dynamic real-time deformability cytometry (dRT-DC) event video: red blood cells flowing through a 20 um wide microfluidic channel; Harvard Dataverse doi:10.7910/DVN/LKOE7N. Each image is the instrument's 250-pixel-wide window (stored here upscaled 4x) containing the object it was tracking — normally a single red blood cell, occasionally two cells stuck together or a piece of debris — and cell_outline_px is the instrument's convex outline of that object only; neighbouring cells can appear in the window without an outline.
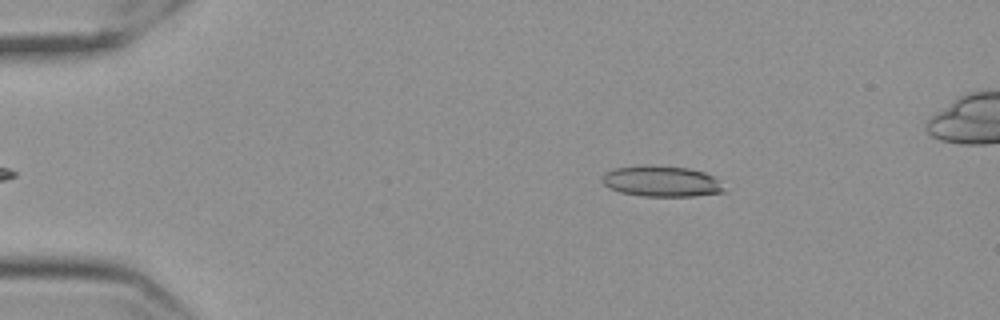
{"species": "Egyptian fruit bat (a non-hibernating species)", "species_latin": "Rousettus aegyptiacus", "temperature_condition": "cold", "stored_images_in_passage": 51, "camera_frame_rate_fps": 3000, "um_per_image_px": 0.085, "frame": {"image": 1, "passage_image": 3, "time_ms": 0.667, "image_size_px": [1000, 320], "cell_outline_px": [[728, 192], [696, 196], [640, 196], [620, 192], [604, 184], [600, 180], [604, 172], [612, 168], [644, 164], [656, 164], [688, 168], [704, 172], [712, 176]], "centroid_in_image_um": [56.19, 15.39], "position_along_channel_um": 28.8, "area_um2": 22.31}}
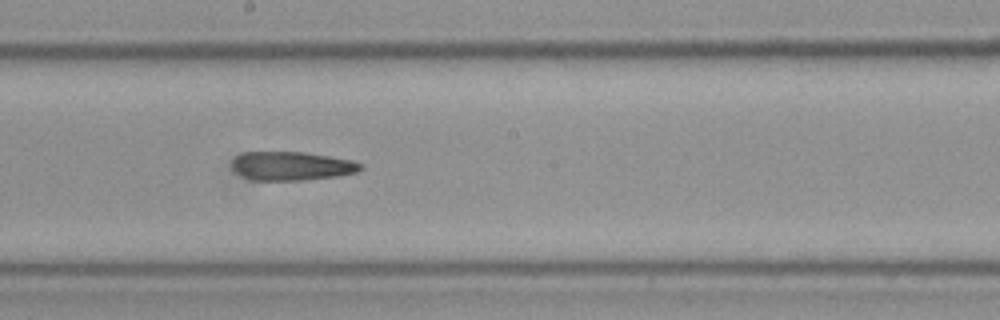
{"frame": {"image": 2, "passage_image": 25, "time_ms": 8.0, "image_size_px": [1000, 320], "cell_outline_px": [[364, 168], [356, 172], [336, 176], [304, 180], [252, 180], [236, 172], [232, 168], [232, 160], [236, 156], [244, 152], [304, 152], [352, 160], [364, 164]], "centroid_in_image_um": [24.8, 14.1], "position_along_channel_um": 223.4, "area_um2": 21.5}}
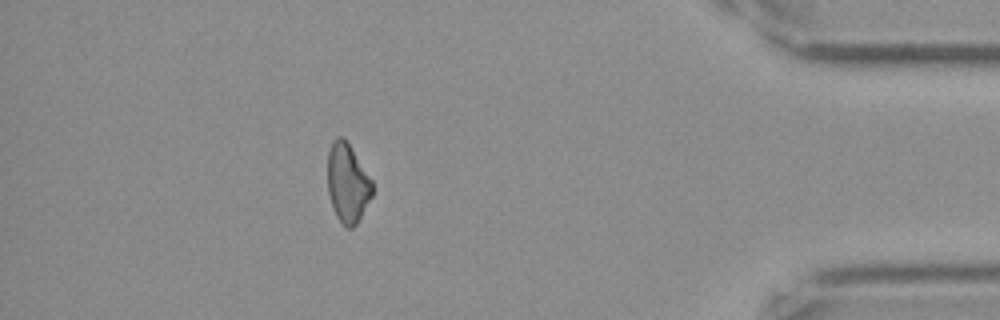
{"frame": {"image": 3, "passage_image": 44, "time_ms": 14.333, "image_size_px": [1000, 320], "cell_outline_px": [[372, 196], [356, 224], [352, 228], [344, 228], [336, 216], [328, 192], [328, 152], [332, 140], [336, 136], [344, 136], [372, 180]], "centroid_in_image_um": [29.53, 15.54], "position_along_channel_um": 405.7, "area_um2": 20.58}}